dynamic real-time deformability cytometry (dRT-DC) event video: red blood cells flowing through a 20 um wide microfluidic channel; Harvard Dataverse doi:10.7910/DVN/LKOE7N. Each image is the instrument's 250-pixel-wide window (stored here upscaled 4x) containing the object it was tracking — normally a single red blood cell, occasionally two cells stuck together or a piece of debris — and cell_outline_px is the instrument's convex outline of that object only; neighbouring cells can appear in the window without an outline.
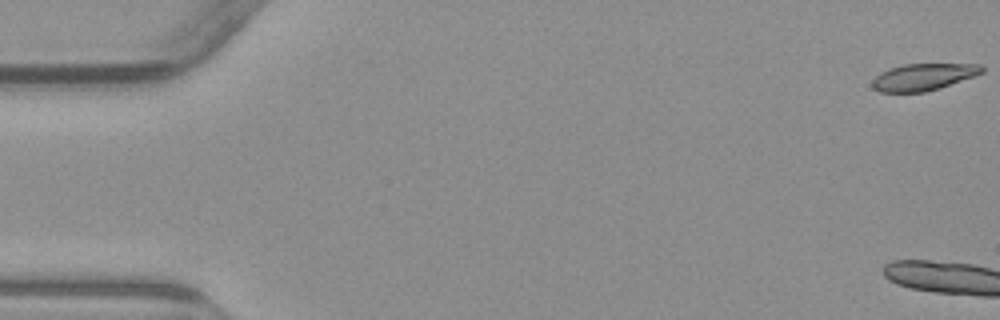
{"species": "common noctule bat (a hibernating species)", "species_latin": "Nyctalus noctula", "temperature_condition": "warm", "stored_images_in_passage": 6, "camera_frame_rate_fps": 3000, "um_per_image_px": 0.085, "animal": {"sex": "male", "body_mass_g": 23.1, "forearm_length_mm": 52.7}, "frame": {"image": 1, "passage_image": 1, "time_ms": 0.0, "image_size_px": [1000, 320], "cell_outline_px": [[984, 72], [976, 76], [940, 88], [924, 92], [880, 92], [872, 88], [872, 80], [880, 72], [888, 68], [904, 64], [980, 64], [984, 68]], "centroid_in_image_um": [78.49, 6.54], "position_along_channel_um": 6.5, "area_um2": 17.34}}
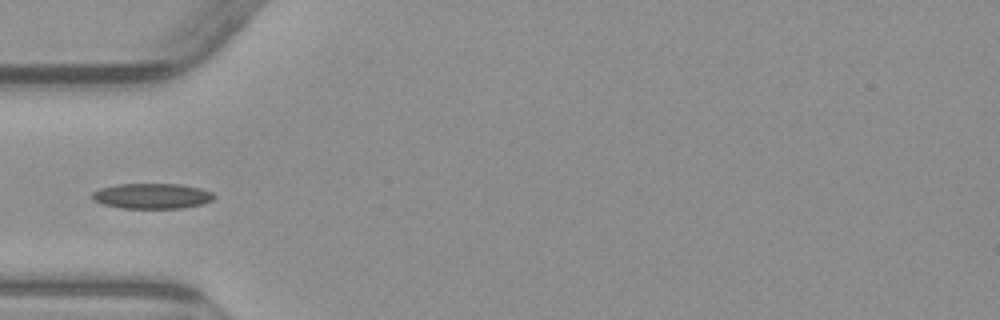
{"frame": {"image": 2, "passage_image": 6, "time_ms": 6.667, "image_size_px": [1000, 320], "cell_outline_px": [[216, 196], [212, 200], [204, 204], [184, 208], [120, 208], [104, 204], [92, 200], [92, 192], [100, 188], [116, 184], [180, 184], [200, 188], [212, 192]], "centroid_in_image_um": [12.93, 16.66], "position_along_channel_um": 72.1, "area_um2": 18.15}}